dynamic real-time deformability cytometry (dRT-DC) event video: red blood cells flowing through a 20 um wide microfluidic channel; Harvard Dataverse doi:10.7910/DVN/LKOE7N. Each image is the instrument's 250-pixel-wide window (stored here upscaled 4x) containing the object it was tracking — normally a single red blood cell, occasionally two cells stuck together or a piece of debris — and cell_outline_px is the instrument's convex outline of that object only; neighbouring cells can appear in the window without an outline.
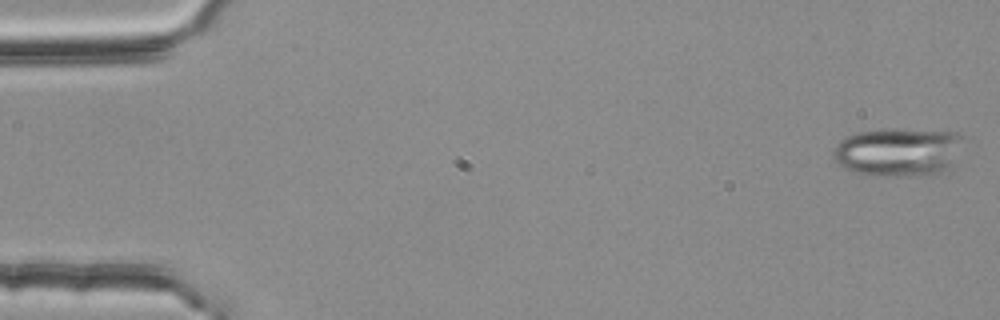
{"species": "common noctule bat (a hibernating species)", "species_latin": "Nyctalus noctula", "temperature_condition": "room temperature", "stored_images_in_passage": 54, "camera_frame_rate_fps": 3000, "um_per_image_px": 0.085, "animal": {"sex": "female", "body_mass_g": 25.1}, "frame": {"image": 1, "passage_image": 1, "time_ms": 0.0, "image_size_px": [1000, 320], "cell_outline_px": [[964, 136], [952, 168], [948, 172], [932, 176], [868, 176], [844, 168], [832, 160], [832, 152], [836, 144], [844, 136], [856, 132], [884, 128], [904, 128], [960, 132]], "centroid_in_image_um": [76.37, 12.92], "position_along_channel_um": 8.6, "area_um2": 38.38}}
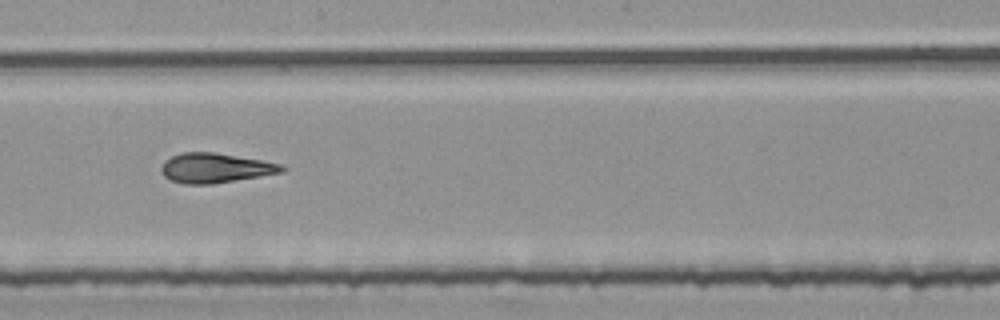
{"frame": {"image": 2, "passage_image": 30, "time_ms": 9.667, "image_size_px": [1000, 320], "cell_outline_px": [[288, 168], [284, 172], [212, 184], [184, 184], [172, 180], [164, 176], [160, 172], [160, 168], [164, 160], [180, 152], [216, 152], [260, 160], [280, 164]], "centroid_in_image_um": [18.28, 14.27], "position_along_channel_um": 229.9, "area_um2": 20.92}}
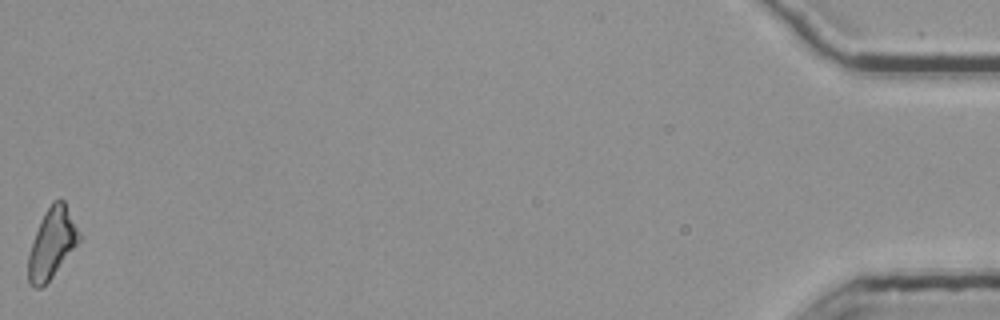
{"frame": {"image": 3, "passage_image": 54, "time_ms": 17.667, "image_size_px": [1000, 320], "cell_outline_px": [[80, 240], [52, 276], [40, 288], [32, 288], [28, 284], [28, 252], [44, 212], [52, 200], [64, 200], [80, 232]], "centroid_in_image_um": [4.39, 20.67], "position_along_channel_um": 430.8, "area_um2": 20.52}, "authors_computed_cell_mechanics": {"area_um2": 20.7502, "velocity_mm_per_s": 3.781, "shape_relaxation_time_tau1_ms": 10.4046, "shape_relaxation_time_tau2_ms": 4.0978, "deformation_change_tau1": 0.2405, "deformation_change_tau2": 0.1386}}